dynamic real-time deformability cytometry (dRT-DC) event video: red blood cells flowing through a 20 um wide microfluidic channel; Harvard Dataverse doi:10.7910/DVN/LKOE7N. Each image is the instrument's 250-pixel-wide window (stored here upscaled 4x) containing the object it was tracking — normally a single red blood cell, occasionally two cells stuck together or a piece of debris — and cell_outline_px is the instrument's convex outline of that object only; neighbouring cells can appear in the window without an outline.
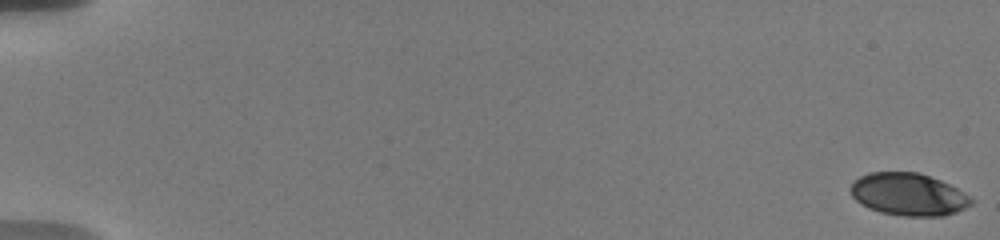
{"species": "human", "species_latin": "Homo sapiens", "temperature_condition": "warm", "stored_images_in_passage": 75, "camera_frame_rate_fps": 3000, "um_per_image_px": 0.085, "donor": {"sex": "male"}, "frame": {"image": 1, "passage_image": 1, "time_ms": 0.0, "image_size_px": [1000, 240], "cell_outline_px": [[972, 204], [956, 212], [944, 216], [904, 216], [880, 212], [868, 208], [860, 204], [852, 196], [848, 188], [852, 180], [868, 172], [920, 172], [940, 180], [972, 196]], "centroid_in_image_um": [77.18, 16.51], "position_along_channel_um": 7.8, "area_um2": 30.17}}
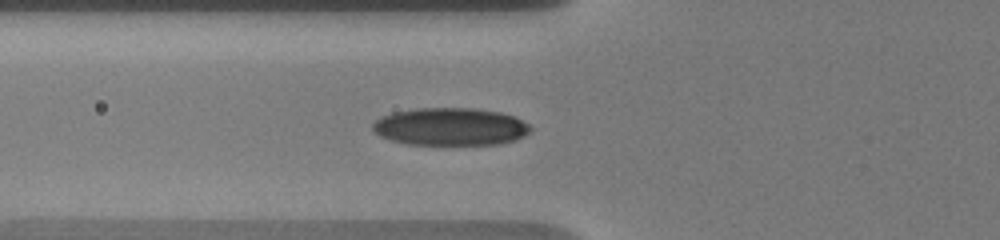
{"frame": {"image": 2, "passage_image": 39, "time_ms": 7.333, "image_size_px": [1000, 240], "cell_outline_px": [[532, 128], [524, 136], [516, 140], [500, 144], [408, 144], [392, 140], [380, 136], [372, 128], [372, 124], [380, 116], [392, 112], [416, 108], [472, 108], [500, 112], [516, 116], [528, 124]], "centroid_in_image_um": [38.29, 10.76], "position_along_channel_um": 87.5, "area_um2": 34.68}}
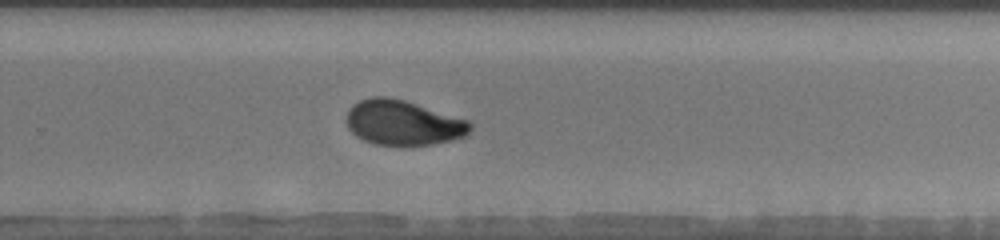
{"frame": {"image": 3, "passage_image": 68, "time_ms": 13.0, "image_size_px": [1000, 240], "cell_outline_px": [[472, 128], [464, 136], [452, 140], [432, 144], [408, 148], [372, 144], [356, 136], [348, 128], [344, 120], [348, 108], [352, 104], [360, 100], [372, 96], [388, 96], [404, 100], [468, 120], [472, 124]], "centroid_in_image_um": [34.2, 10.46], "position_along_channel_um": 295.6, "area_um2": 33.23}}